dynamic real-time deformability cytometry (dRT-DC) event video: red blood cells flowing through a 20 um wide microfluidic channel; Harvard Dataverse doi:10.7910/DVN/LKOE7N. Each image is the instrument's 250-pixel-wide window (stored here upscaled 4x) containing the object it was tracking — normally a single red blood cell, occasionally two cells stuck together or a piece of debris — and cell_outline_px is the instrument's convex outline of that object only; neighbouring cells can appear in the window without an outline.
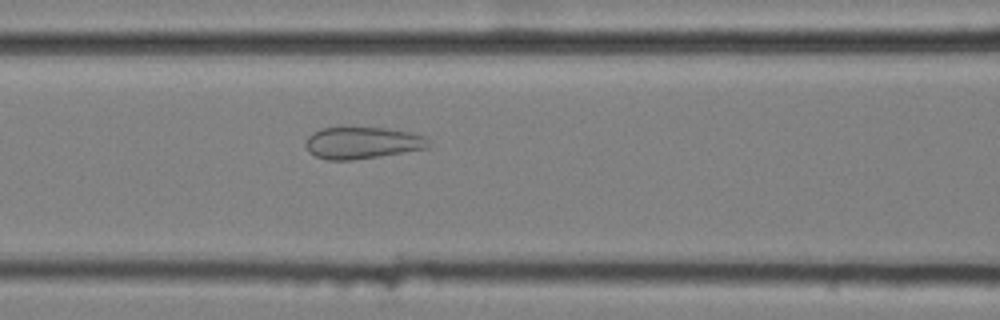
{"species": "common noctule bat (a hibernating species)", "species_latin": "Nyctalus noctula", "temperature_condition": "cold", "stored_images_in_passage": 49, "camera_frame_rate_fps": 3000, "um_per_image_px": 0.085, "animal": {"sex": "female", "body_mass_g": 25.1}, "frame": {"image": 1, "passage_image": 17, "time_ms": 5.333, "image_size_px": [1000, 320], "cell_outline_px": [[432, 144], [428, 148], [352, 160], [328, 160], [316, 156], [308, 152], [304, 144], [308, 136], [312, 132], [320, 128], [388, 128], [428, 136]], "centroid_in_image_um": [30.81, 12.14], "position_along_channel_um": 135.8, "area_um2": 22.89}}
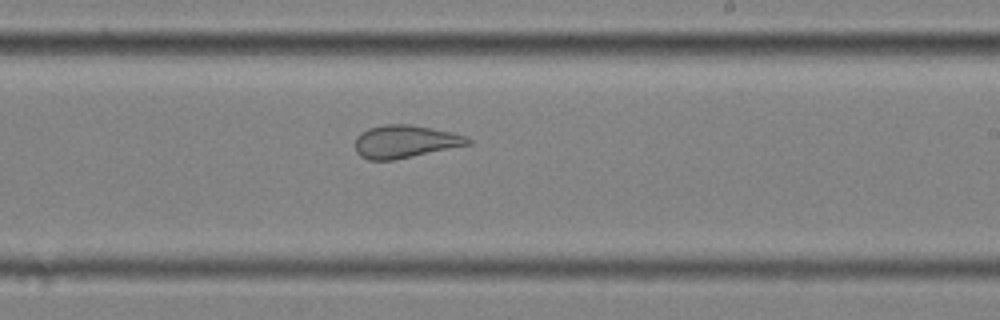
{"frame": {"image": 2, "passage_image": 27, "time_ms": 8.667, "image_size_px": [1000, 320], "cell_outline_px": [[472, 144], [392, 160], [368, 160], [360, 156], [356, 152], [356, 136], [360, 132], [368, 128], [384, 124], [412, 124], [452, 132], [464, 136], [472, 140]], "centroid_in_image_um": [34.41, 12.02], "position_along_channel_um": 254.6, "area_um2": 21.56}}
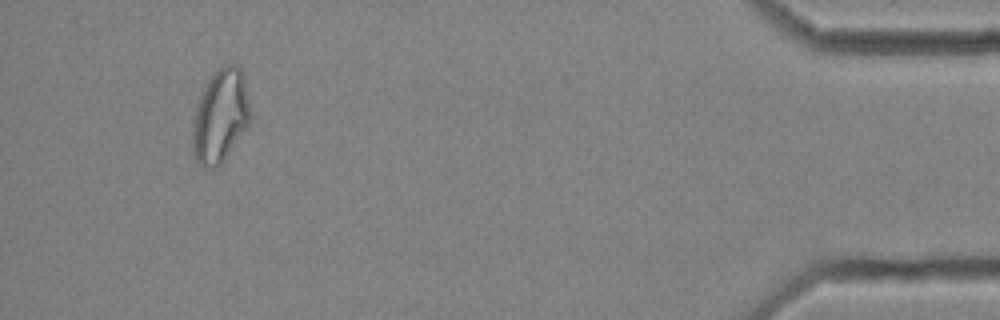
{"frame": {"image": 3, "passage_image": 46, "time_ms": 15.0, "image_size_px": [1000, 320], "cell_outline_px": [[252, 116], [248, 124], [224, 160], [216, 168], [204, 168], [196, 160], [192, 152], [192, 120], [196, 104], [212, 72], [220, 64], [236, 64], [240, 68], [244, 76], [252, 112]], "centroid_in_image_um": [18.72, 9.83], "position_along_channel_um": 416.5, "area_um2": 31.96}, "authors_computed_cell_mechanics": {"area_um2": 27.2816, "velocity_mm_per_s": 3.5668, "shape_relaxation_time_tau1_ms": null, "shape_relaxation_time_tau2_ms": 1.6721, "deformation_change_tau1": null, "deformation_change_tau2": 0.0955}}